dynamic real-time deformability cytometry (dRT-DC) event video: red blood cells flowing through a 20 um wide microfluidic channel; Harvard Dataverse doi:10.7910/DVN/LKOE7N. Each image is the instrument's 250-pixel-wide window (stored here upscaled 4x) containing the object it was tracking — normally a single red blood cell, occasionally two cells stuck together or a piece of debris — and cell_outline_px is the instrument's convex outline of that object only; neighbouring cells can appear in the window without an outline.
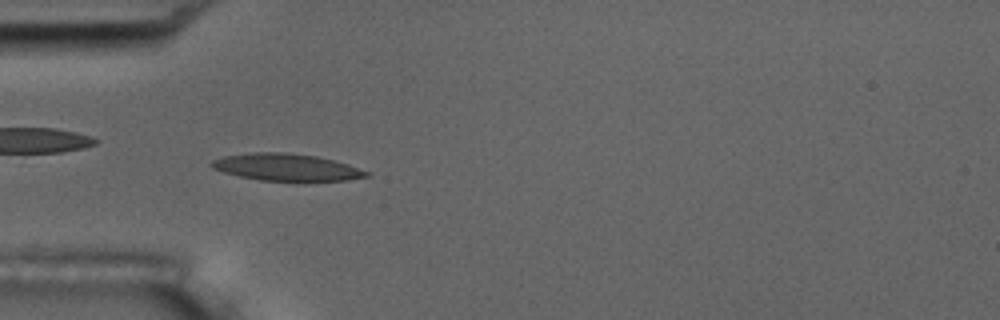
{"species": "common noctule bat (a hibernating species)", "species_latin": "Nyctalus noctula", "temperature_condition": "room temperature", "stored_images_in_passage": 5, "camera_frame_rate_fps": 3000, "um_per_image_px": 0.085, "animal": {"sex": "male", "body_mass_g": 17.5, "forearm_length_mm": 52.3}, "frame": {"image": 1, "passage_image": 4, "time_ms": 4.333, "image_size_px": [1000, 320], "cell_outline_px": [[372, 172], [368, 176], [348, 180], [260, 180], [240, 176], [224, 172], [212, 168], [208, 164], [212, 160], [224, 156], [256, 152], [284, 152], [316, 156], [348, 164]], "centroid_in_image_um": [24.35, 14.2], "position_along_channel_um": 60.7, "area_um2": 24.1}}